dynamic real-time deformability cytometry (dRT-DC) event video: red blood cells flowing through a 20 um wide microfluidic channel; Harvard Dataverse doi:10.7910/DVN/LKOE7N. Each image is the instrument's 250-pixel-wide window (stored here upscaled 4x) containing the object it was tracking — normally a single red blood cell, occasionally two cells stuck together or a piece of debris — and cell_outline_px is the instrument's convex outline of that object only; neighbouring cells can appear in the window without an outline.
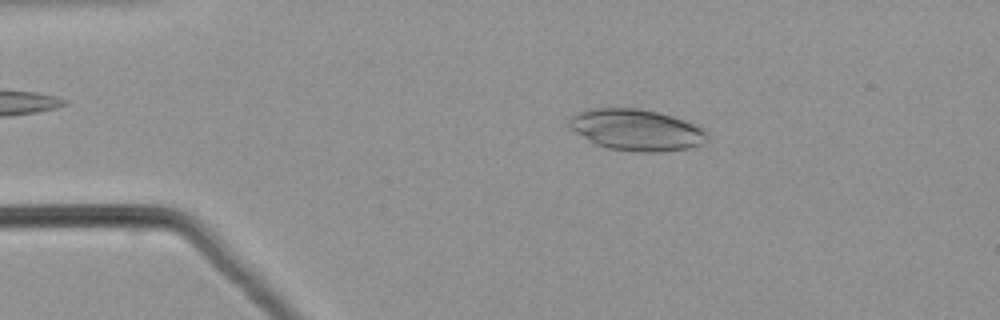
{"species": "common noctule bat (a hibernating species)", "species_latin": "Nyctalus noctula", "temperature_condition": "warm", "stored_images_in_passage": 50, "camera_frame_rate_fps": 3000, "um_per_image_px": 0.085, "animal": {"sex": "male", "body_mass_g": 21.5, "forearm_length_mm": 52.0}, "frame": {"image": 1, "passage_image": 9, "time_ms": 2.667, "image_size_px": [1000, 320], "cell_outline_px": [[708, 136], [700, 144], [688, 148], [664, 152], [640, 152], [608, 148], [596, 144], [576, 132], [568, 124], [568, 120], [576, 112], [588, 108], [640, 108], [672, 116], [700, 124], [708, 132]], "centroid_in_image_um": [54.13, 11.03], "position_along_channel_um": 30.9, "area_um2": 33.41}}
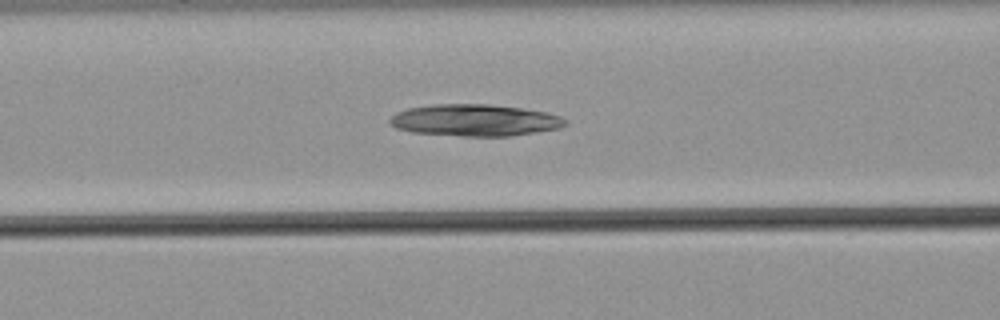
{"frame": {"image": 2, "passage_image": 20, "time_ms": 6.333, "image_size_px": [1000, 320], "cell_outline_px": [[568, 124], [560, 128], [512, 136], [464, 136], [412, 132], [396, 128], [388, 124], [388, 120], [396, 112], [408, 108], [432, 104], [492, 104], [520, 108], [544, 112], [560, 116], [568, 120]], "centroid_in_image_um": [40.35, 10.22], "position_along_channel_um": 126.3, "area_um2": 32.66}}
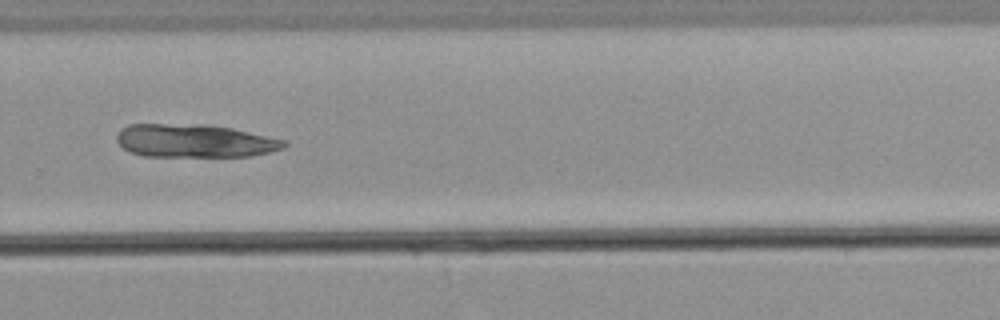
{"frame": {"image": 3, "passage_image": 34, "time_ms": 11.0, "image_size_px": [1000, 320], "cell_outline_px": [[288, 144], [284, 148], [252, 156], [144, 156], [128, 152], [116, 140], [116, 136], [120, 128], [128, 124], [208, 124], [232, 128], [284, 140]], "centroid_in_image_um": [16.5, 11.96], "position_along_channel_um": 313.3, "area_um2": 32.48}}